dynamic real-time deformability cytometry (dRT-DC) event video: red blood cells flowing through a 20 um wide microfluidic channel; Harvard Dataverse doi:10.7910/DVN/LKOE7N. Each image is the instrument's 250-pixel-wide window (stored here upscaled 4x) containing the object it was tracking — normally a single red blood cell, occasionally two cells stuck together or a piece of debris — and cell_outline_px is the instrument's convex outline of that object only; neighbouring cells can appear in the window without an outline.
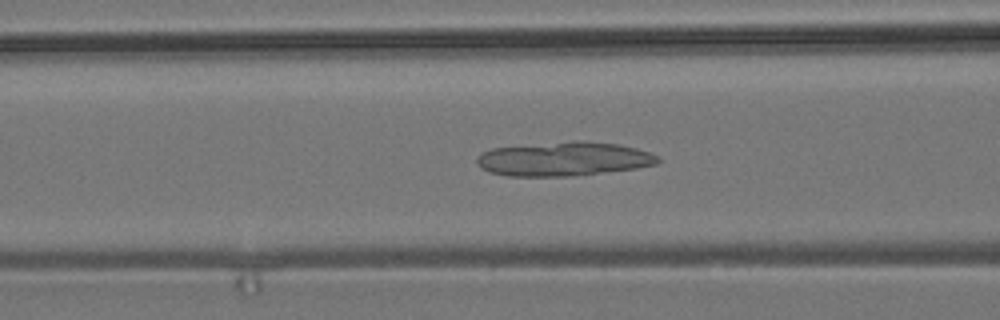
{"species": "common noctule bat (a hibernating species)", "species_latin": "Nyctalus noctula", "temperature_condition": "room temperature", "stored_images_in_passage": 54, "camera_frame_rate_fps": 3000, "um_per_image_px": 0.085, "animal": {"sex": "male", "body_mass_g": 19.2, "forearm_length_mm": 51.8}, "frame": {"image": 1, "passage_image": 21, "time_ms": 6.667, "image_size_px": [1000, 320], "cell_outline_px": [[660, 160], [656, 164], [636, 168], [572, 176], [508, 176], [488, 172], [480, 168], [476, 164], [476, 156], [480, 152], [492, 148], [572, 140], [584, 140], [616, 144], [636, 148], [660, 156]], "centroid_in_image_um": [47.87, 13.5], "position_along_channel_um": 118.7, "area_um2": 36.24}}
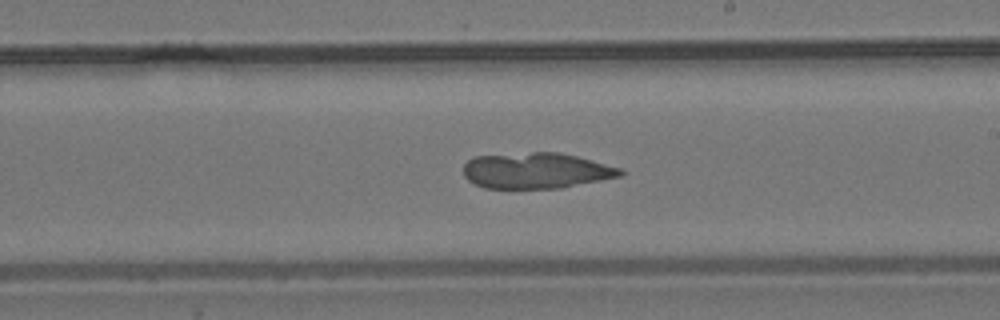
{"frame": {"image": 2, "passage_image": 31, "time_ms": 10.0, "image_size_px": [1000, 320], "cell_outline_px": [[624, 172], [620, 176], [560, 188], [484, 188], [468, 180], [464, 176], [464, 164], [468, 160], [476, 156], [532, 152], [560, 152], [624, 168]], "centroid_in_image_um": [45.59, 14.5], "position_along_channel_um": 243.4, "area_um2": 32.71}}
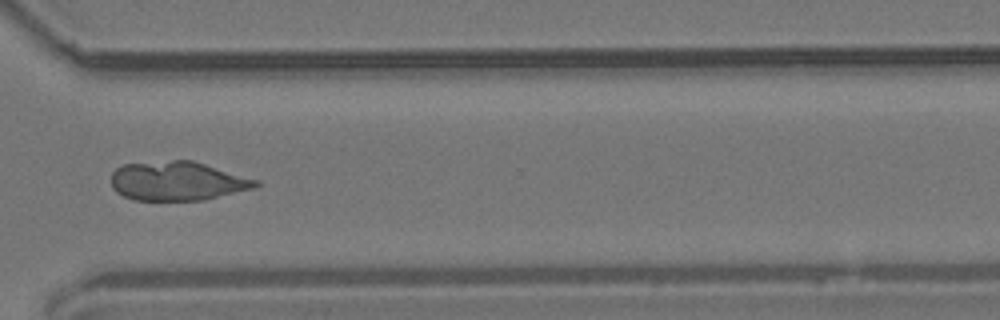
{"frame": {"image": 3, "passage_image": 40, "time_ms": 13.0, "image_size_px": [1000, 320], "cell_outline_px": [[260, 184], [256, 188], [204, 200], [132, 200], [116, 192], [112, 188], [112, 172], [116, 168], [124, 164], [172, 160], [192, 160], [260, 180]], "centroid_in_image_um": [15.11, 15.39], "position_along_channel_um": 355.5, "area_um2": 33.12}}